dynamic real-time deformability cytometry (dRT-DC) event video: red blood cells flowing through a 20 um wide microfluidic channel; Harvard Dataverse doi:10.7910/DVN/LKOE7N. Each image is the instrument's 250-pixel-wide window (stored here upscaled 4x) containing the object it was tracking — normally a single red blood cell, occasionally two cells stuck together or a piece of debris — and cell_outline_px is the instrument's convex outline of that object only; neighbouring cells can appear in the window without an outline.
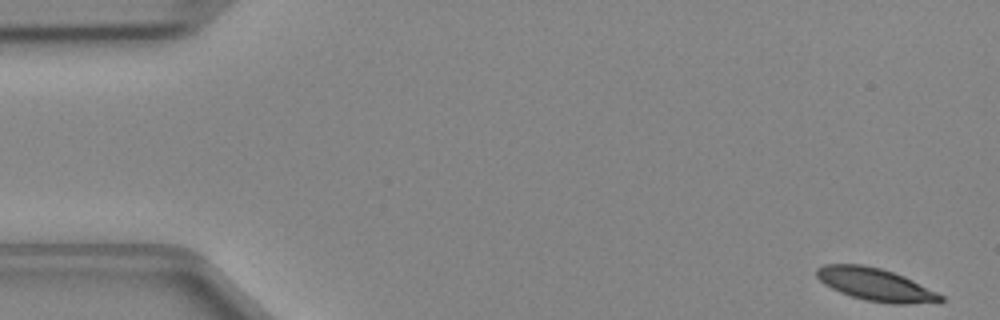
{"species": "Egyptian fruit bat (a non-hibernating species)", "species_latin": "Rousettus aegyptiacus", "temperature_condition": "cold", "stored_images_in_passage": 47, "camera_frame_rate_fps": 3000, "um_per_image_px": 0.085, "animal": {"sex": "female"}, "frame": {"image": 1, "passage_image": 1, "time_ms": 0.0, "image_size_px": [1000, 320], "cell_outline_px": [[944, 300], [940, 304], [892, 304], [864, 300], [840, 292], [824, 284], [816, 276], [816, 268], [824, 264], [864, 264], [880, 268], [904, 276], [944, 296]], "centroid_in_image_um": [74.46, 24.2], "position_along_channel_um": 10.5, "area_um2": 23.81}}
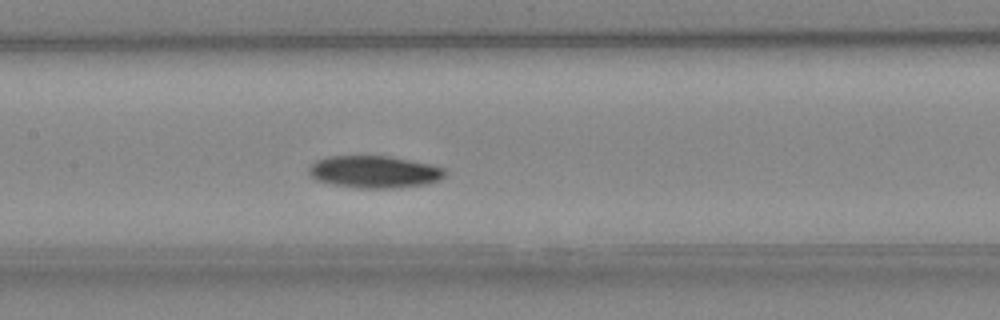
{"frame": {"image": 2, "passage_image": 22, "time_ms": 7.0, "image_size_px": [1000, 320], "cell_outline_px": [[448, 172], [440, 180], [424, 184], [396, 188], [356, 188], [332, 184], [316, 180], [308, 172], [308, 168], [316, 160], [328, 156], [388, 156], [432, 164], [444, 168]], "centroid_in_image_um": [31.83, 14.61], "position_along_channel_um": 175.6, "area_um2": 25.66}}
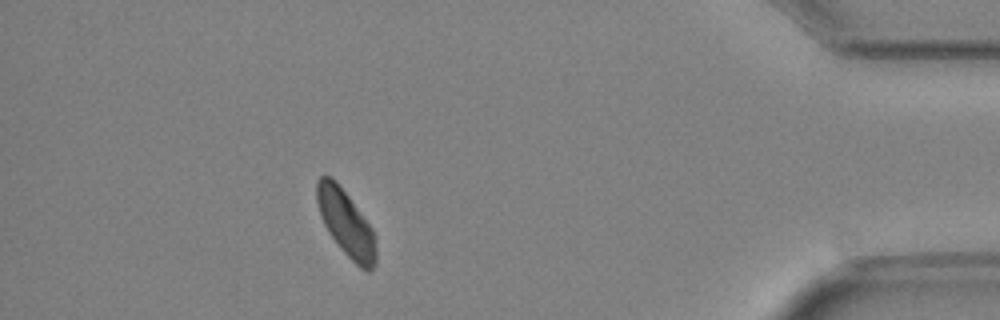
{"frame": {"image": 3, "passage_image": 42, "time_ms": 13.667, "image_size_px": [1000, 320], "cell_outline_px": [[376, 264], [368, 272], [360, 268], [340, 248], [328, 232], [320, 216], [316, 200], [316, 180], [324, 172], [332, 176], [336, 180], [372, 228], [376, 236]], "centroid_in_image_um": [29.39, 18.94], "position_along_channel_um": 405.8, "area_um2": 23.0}}